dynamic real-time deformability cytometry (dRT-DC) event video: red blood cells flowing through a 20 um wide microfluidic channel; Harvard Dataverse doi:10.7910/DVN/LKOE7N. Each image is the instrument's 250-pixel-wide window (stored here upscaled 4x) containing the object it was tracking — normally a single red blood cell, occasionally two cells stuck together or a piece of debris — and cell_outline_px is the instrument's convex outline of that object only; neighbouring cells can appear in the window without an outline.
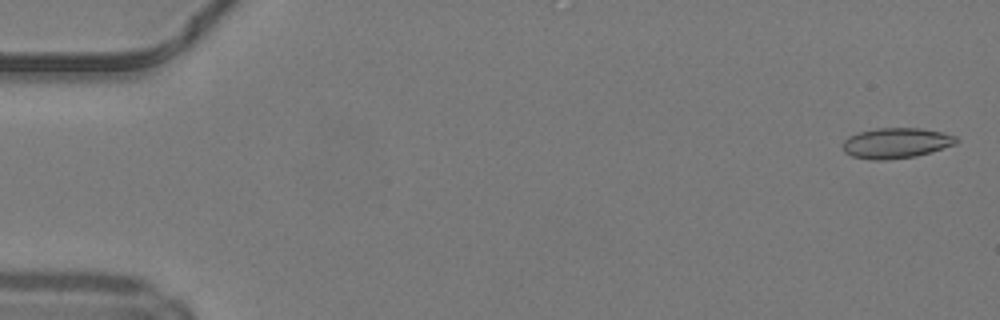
{"species": "common noctule bat (a hibernating species)", "species_latin": "Nyctalus noctula", "temperature_condition": "warm", "stored_images_in_passage": 11, "camera_frame_rate_fps": 3000, "um_per_image_px": 0.085, "animal": {"sex": "male", "body_mass_g": 19.2, "forearm_length_mm": 51.8}, "frame": {"image": 1, "passage_image": 2, "time_ms": 0.333, "image_size_px": [1000, 320], "cell_outline_px": [[960, 140], [956, 144], [932, 152], [916, 156], [888, 160], [872, 160], [852, 156], [844, 152], [844, 140], [848, 136], [860, 132], [876, 128], [920, 128], [940, 132], [956, 136]], "centroid_in_image_um": [76.19, 12.16], "position_along_channel_um": 8.8, "area_um2": 20.17}}